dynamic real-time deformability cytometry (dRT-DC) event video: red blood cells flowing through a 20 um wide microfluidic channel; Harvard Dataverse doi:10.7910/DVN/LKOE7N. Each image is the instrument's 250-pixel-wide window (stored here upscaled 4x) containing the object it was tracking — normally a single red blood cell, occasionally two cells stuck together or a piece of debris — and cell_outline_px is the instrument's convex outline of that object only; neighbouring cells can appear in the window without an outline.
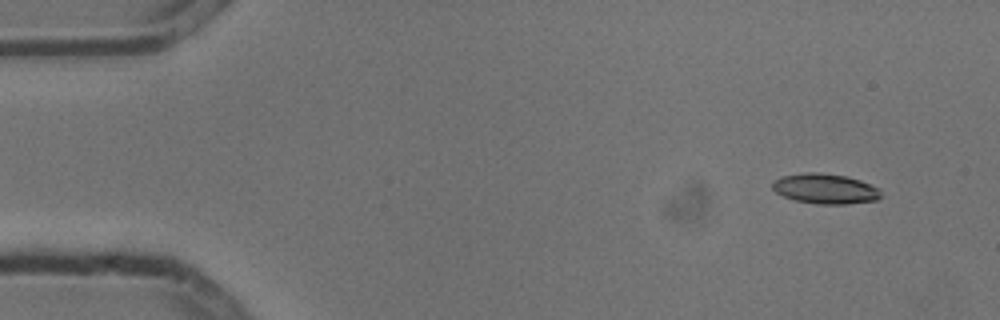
{"species": "common noctule bat (a hibernating species)", "species_latin": "Nyctalus noctula", "temperature_condition": "cold", "stored_images_in_passage": 5, "camera_frame_rate_fps": 3000, "um_per_image_px": 0.085, "animal": {"sex": "male", "body_mass_g": 13.3}, "frame": {"image": 1, "passage_image": 2, "time_ms": 0.333, "image_size_px": [1000, 320], "cell_outline_px": [[880, 196], [876, 200], [848, 204], [816, 204], [796, 200], [784, 196], [776, 192], [772, 188], [772, 180], [780, 176], [804, 172], [820, 172], [848, 176], [860, 180], [880, 188]], "centroid_in_image_um": [70.12, 16.02], "position_along_channel_um": 14.9, "area_um2": 19.25}}
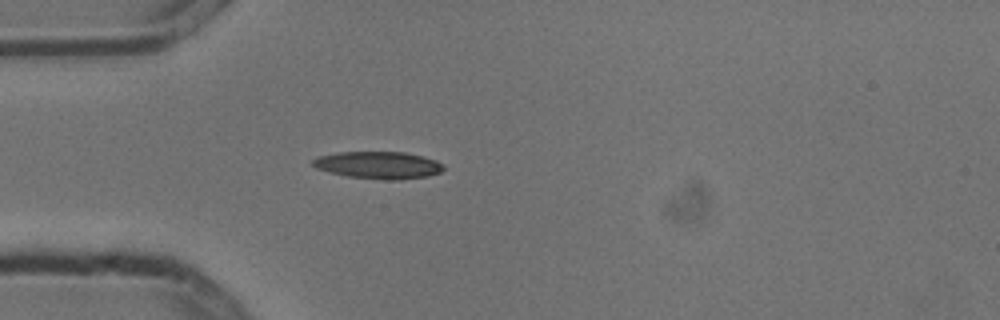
{"frame": {"image": 2, "passage_image": 5, "time_ms": 1.333, "image_size_px": [1000, 320], "cell_outline_px": [[444, 168], [440, 172], [428, 176], [400, 180], [384, 180], [348, 176], [328, 172], [316, 168], [312, 164], [312, 160], [320, 156], [340, 152], [404, 152], [424, 156], [436, 160], [444, 164]], "centroid_in_image_um": [32.2, 14.04], "position_along_channel_um": 52.8, "area_um2": 20.81}}